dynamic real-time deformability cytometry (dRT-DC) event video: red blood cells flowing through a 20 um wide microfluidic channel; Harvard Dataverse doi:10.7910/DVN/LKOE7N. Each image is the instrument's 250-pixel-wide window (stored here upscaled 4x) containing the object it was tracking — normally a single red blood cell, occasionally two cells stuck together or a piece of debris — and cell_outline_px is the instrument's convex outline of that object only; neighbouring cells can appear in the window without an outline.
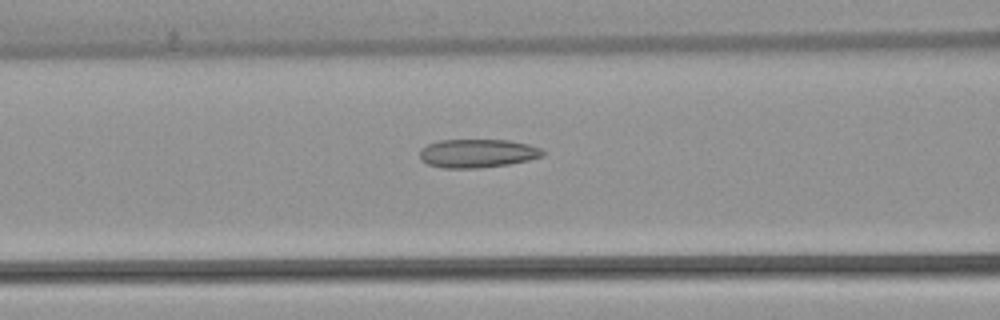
{"species": "common noctule bat (a hibernating species)", "species_latin": "Nyctalus noctula", "temperature_condition": "warm", "stored_images_in_passage": 41, "camera_frame_rate_fps": 3000, "um_per_image_px": 0.085, "animal": {"sex": "female", "body_mass_g": 22.7, "forearm_length_mm": 54.2}, "frame": {"image": 1, "passage_image": 17, "time_ms": 5.333, "image_size_px": [1000, 320], "cell_outline_px": [[544, 156], [528, 160], [508, 164], [480, 168], [444, 168], [428, 164], [420, 160], [420, 148], [428, 144], [440, 140], [508, 140], [528, 144], [540, 148], [544, 152]], "centroid_in_image_um": [40.56, 13.03], "position_along_channel_um": 126.0, "area_um2": 20.46}}
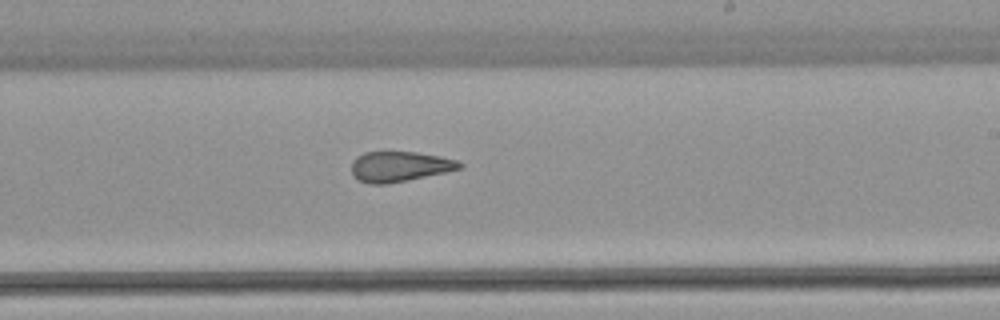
{"frame": {"image": 2, "passage_image": 27, "time_ms": 8.667, "image_size_px": [1000, 320], "cell_outline_px": [[464, 164], [460, 168], [444, 172], [408, 180], [388, 184], [368, 184], [356, 180], [352, 176], [352, 160], [356, 156], [364, 152], [416, 152], [440, 156], [456, 160]], "centroid_in_image_um": [33.9, 14.16], "position_along_channel_um": 255.1, "area_um2": 19.13}}
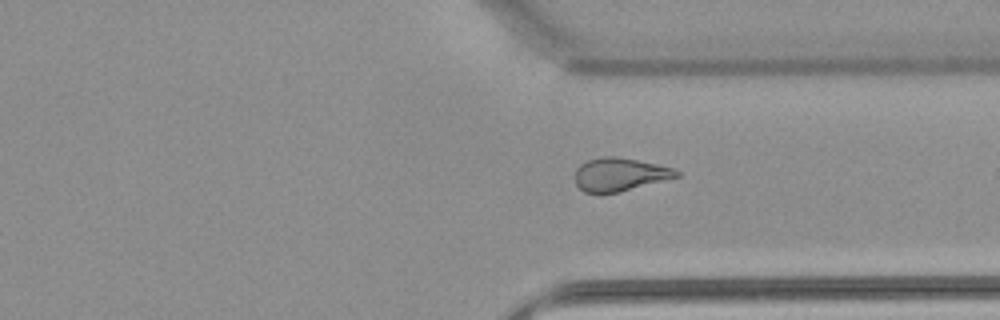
{"frame": {"image": 3, "passage_image": 35, "time_ms": 11.333, "image_size_px": [1000, 320], "cell_outline_px": [[680, 176], [620, 192], [584, 192], [576, 184], [576, 168], [580, 164], [588, 160], [604, 156], [616, 156], [656, 164], [672, 168], [680, 172]], "centroid_in_image_um": [52.68, 14.82], "position_along_channel_um": 358.7, "area_um2": 19.36}}